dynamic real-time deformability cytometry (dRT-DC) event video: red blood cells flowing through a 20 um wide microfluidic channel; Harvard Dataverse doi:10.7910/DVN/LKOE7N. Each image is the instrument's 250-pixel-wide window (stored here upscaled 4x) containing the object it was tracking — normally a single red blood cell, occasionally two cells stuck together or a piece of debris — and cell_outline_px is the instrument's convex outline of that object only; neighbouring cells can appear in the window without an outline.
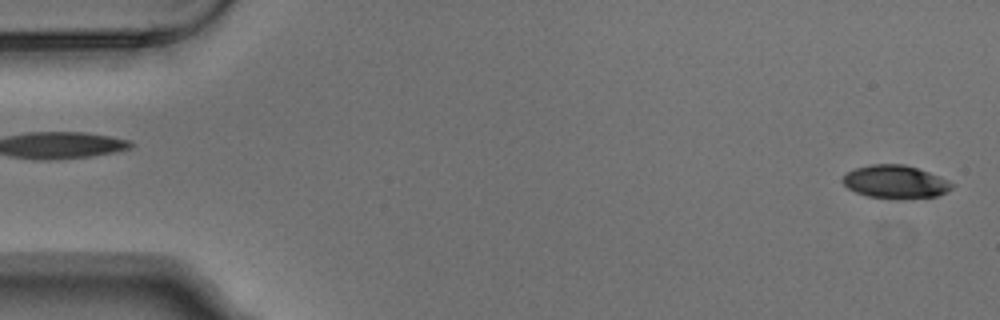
{"species": "Egyptian fruit bat (a non-hibernating species)", "species_latin": "Rousettus aegyptiacus", "temperature_condition": "warm", "stored_images_in_passage": 3, "segment_of_instrument_passage": [2, 2], "camera_frame_rate_fps": 3000, "um_per_image_px": 0.085, "animal": {"sex": "male"}, "frame": {"image": 1, "passage_image": 3, "time_ms": 0.667, "image_size_px": [1000, 320], "cell_outline_px": [[956, 184], [948, 192], [936, 196], [904, 200], [896, 200], [868, 196], [856, 192], [848, 188], [840, 180], [848, 172], [856, 168], [872, 164], [904, 164], [940, 176]], "centroid_in_image_um": [76.14, 15.48], "position_along_channel_um": 8.9, "area_um2": 21.39}}